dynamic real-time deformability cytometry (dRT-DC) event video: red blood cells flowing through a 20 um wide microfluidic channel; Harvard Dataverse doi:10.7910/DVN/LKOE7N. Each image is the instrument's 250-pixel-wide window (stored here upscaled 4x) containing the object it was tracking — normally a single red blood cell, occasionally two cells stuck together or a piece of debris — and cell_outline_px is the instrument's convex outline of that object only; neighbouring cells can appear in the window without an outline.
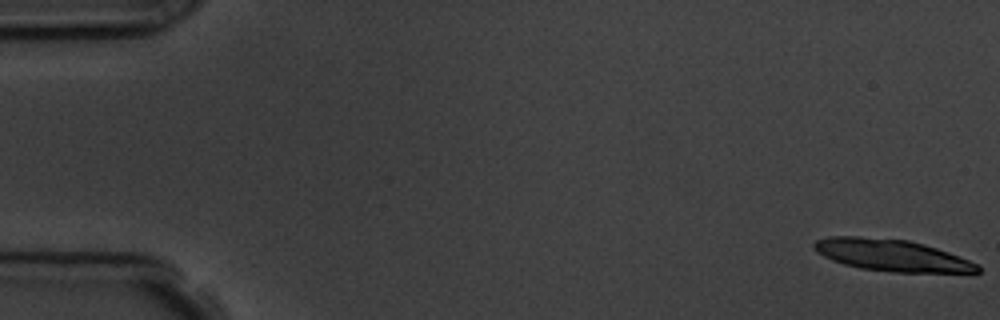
{"species": "common noctule bat (a hibernating species)", "species_latin": "Nyctalus noctula", "temperature_condition": "room temperature", "stored_images_in_passage": 5, "camera_frame_rate_fps": 3000, "um_per_image_px": 0.085, "animal": {"sex": "male", "body_mass_g": 19.5, "forearm_length_mm": 54.6}, "frame": {"image": 1, "passage_image": 1, "time_ms": 0.0, "image_size_px": [1000, 320], "cell_outline_px": [[980, 272], [896, 272], [860, 268], [844, 264], [832, 260], [816, 252], [812, 248], [812, 244], [816, 240], [828, 236], [860, 236], [908, 240], [924, 244], [948, 252], [968, 260], [976, 264], [980, 268]], "centroid_in_image_um": [75.72, 21.68], "position_along_channel_um": 9.3, "area_um2": 30.06}}